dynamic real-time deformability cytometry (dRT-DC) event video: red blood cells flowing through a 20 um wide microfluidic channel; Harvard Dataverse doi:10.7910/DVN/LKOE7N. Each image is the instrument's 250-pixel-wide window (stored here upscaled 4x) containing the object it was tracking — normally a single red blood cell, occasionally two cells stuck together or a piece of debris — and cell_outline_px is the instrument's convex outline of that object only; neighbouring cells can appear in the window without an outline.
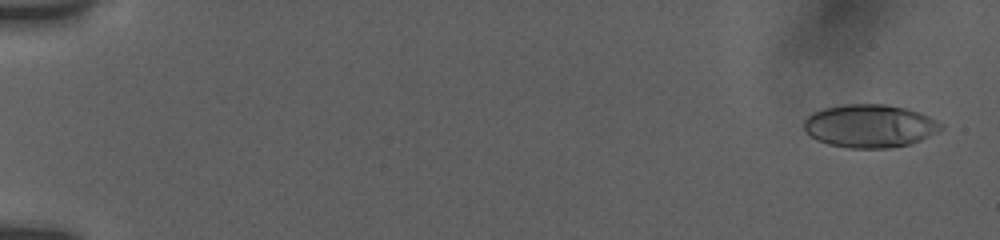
{"species": "human", "species_latin": "Homo sapiens", "temperature_condition": "room temperature", "stored_images_in_passage": 25, "camera_frame_rate_fps": 3000, "um_per_image_px": 0.085, "donor": {"sex": "female"}, "frame": {"image": 1, "passage_image": 2, "time_ms": 0.333, "image_size_px": [1000, 240], "cell_outline_px": [[944, 128], [940, 132], [920, 140], [908, 144], [892, 148], [848, 148], [828, 144], [816, 140], [804, 132], [804, 120], [812, 112], [820, 108], [844, 104], [884, 104], [908, 108], [920, 112], [944, 124]], "centroid_in_image_um": [73.93, 10.7], "position_along_channel_um": 11.1, "area_um2": 34.97}}
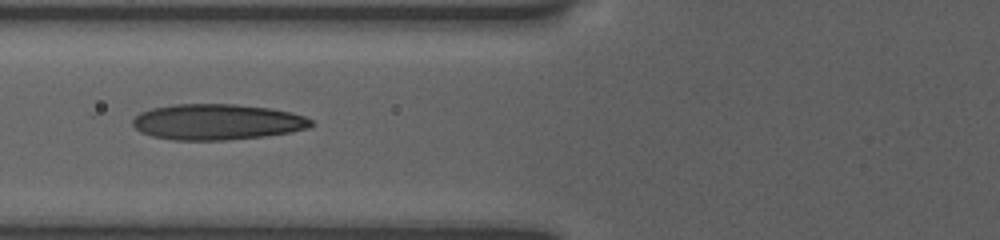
{"frame": {"image": 2, "passage_image": 15, "time_ms": 7.333, "image_size_px": [1000, 240], "cell_outline_px": [[316, 124], [308, 128], [292, 132], [264, 136], [228, 140], [172, 140], [152, 136], [140, 132], [132, 124], [132, 120], [140, 112], [152, 108], [172, 104], [236, 104], [268, 108], [292, 112], [304, 116], [312, 120]], "centroid_in_image_um": [18.46, 10.36], "position_along_channel_um": 107.3, "area_um2": 37.45}}
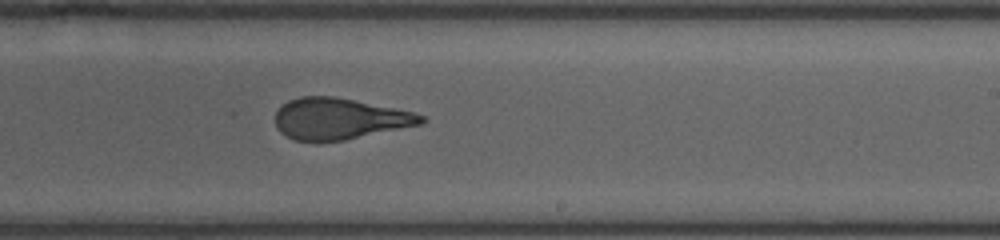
{"frame": {"image": 3, "passage_image": 25, "time_ms": 11.333, "image_size_px": [1000, 240], "cell_outline_px": [[428, 120], [424, 124], [344, 140], [292, 140], [280, 132], [276, 128], [276, 112], [288, 100], [300, 96], [332, 96], [412, 112], [424, 116]], "centroid_in_image_um": [28.85, 10.1], "position_along_channel_um": 260.1, "area_um2": 34.68}}